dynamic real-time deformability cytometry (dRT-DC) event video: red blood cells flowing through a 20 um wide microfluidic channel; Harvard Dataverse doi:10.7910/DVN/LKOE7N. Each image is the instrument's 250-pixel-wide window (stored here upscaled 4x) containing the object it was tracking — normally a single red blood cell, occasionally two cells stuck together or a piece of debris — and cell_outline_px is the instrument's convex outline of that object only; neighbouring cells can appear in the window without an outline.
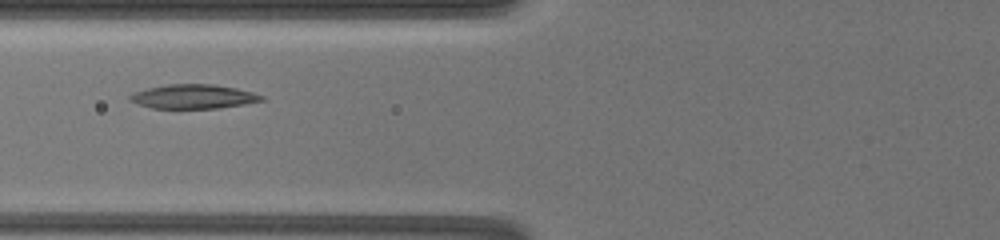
{"species": "common noctule bat (a hibernating species)", "species_latin": "Nyctalus noctula", "temperature_condition": "warm", "stored_images_in_passage": 11, "camera_frame_rate_fps": 3000, "um_per_image_px": 0.085, "animal": {"sex": "female", "body_mass_g": 19.5, "forearm_length_mm": 54.1}, "frame": {"image": 1, "passage_image": 7, "time_ms": 4.333, "image_size_px": [1000, 240], "cell_outline_px": [[264, 100], [244, 104], [216, 108], [152, 108], [128, 100], [128, 96], [132, 92], [148, 88], [168, 84], [216, 84], [236, 88], [252, 92], [264, 96]], "centroid_in_image_um": [16.42, 8.2], "position_along_channel_um": 109.4, "area_um2": 18.5}}
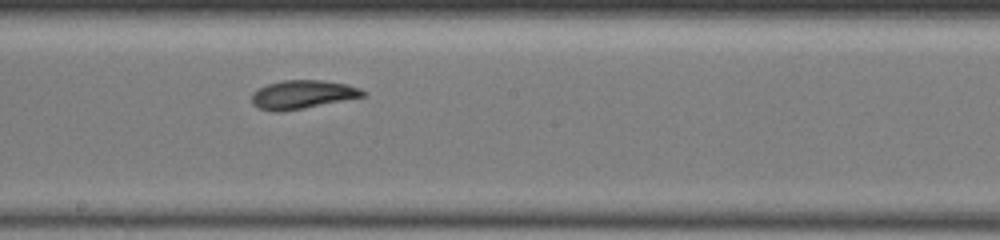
{"frame": {"image": 2, "passage_image": 10, "time_ms": 7.667, "image_size_px": [1000, 240], "cell_outline_px": [[368, 96], [304, 108], [280, 112], [272, 112], [260, 108], [252, 104], [252, 92], [268, 84], [284, 80], [320, 80], [348, 84], [360, 88], [368, 92]], "centroid_in_image_um": [25.77, 8.04], "position_along_channel_um": 222.4, "area_um2": 18.67}}
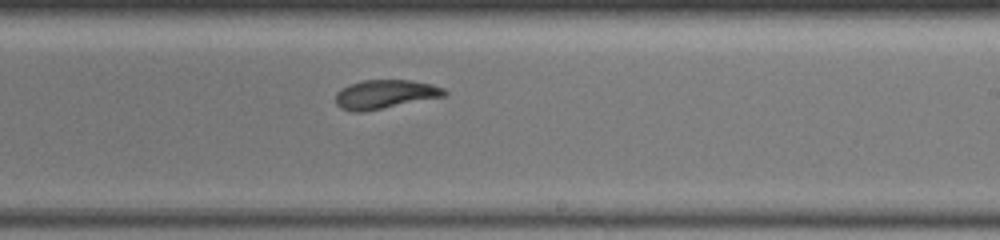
{"frame": {"image": 3, "passage_image": 11, "time_ms": 8.667, "image_size_px": [1000, 240], "cell_outline_px": [[448, 92], [444, 96], [360, 112], [352, 112], [340, 108], [336, 104], [336, 92], [340, 88], [348, 84], [364, 80], [412, 80], [432, 84], [444, 88]], "centroid_in_image_um": [32.69, 8.0], "position_along_channel_um": 256.3, "area_um2": 18.21}}